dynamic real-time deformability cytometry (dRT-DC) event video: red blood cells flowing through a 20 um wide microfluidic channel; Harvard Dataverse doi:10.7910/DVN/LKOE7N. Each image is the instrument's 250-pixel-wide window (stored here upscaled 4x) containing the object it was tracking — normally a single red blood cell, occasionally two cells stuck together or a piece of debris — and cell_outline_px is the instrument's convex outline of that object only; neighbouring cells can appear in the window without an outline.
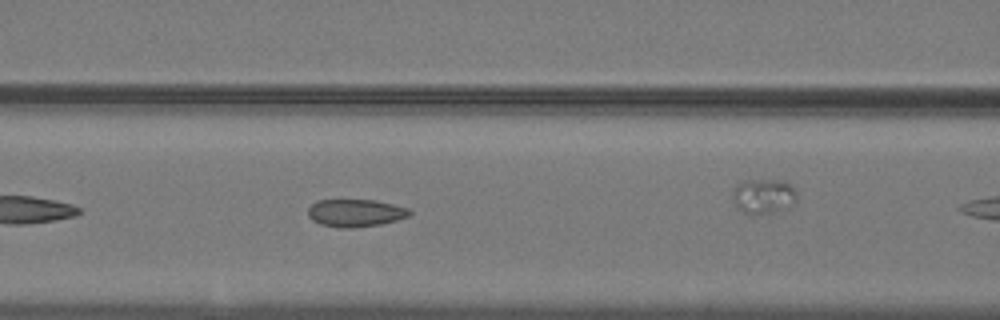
{"species": "common noctule bat (a hibernating species)", "species_latin": "Nyctalus noctula", "temperature_condition": "warm", "stored_images_in_passage": 9, "camera_frame_rate_fps": 3000, "um_per_image_px": 0.085, "animal": {"sex": "male", "body_mass_g": 19.2, "forearm_length_mm": 51.8}, "frame": {"image": 1, "passage_image": 8, "time_ms": 2.333, "image_size_px": [1000, 320], "cell_outline_px": [[412, 212], [408, 216], [396, 220], [380, 224], [352, 228], [340, 228], [320, 224], [312, 220], [308, 216], [308, 208], [316, 200], [372, 200], [392, 204], [408, 208]], "centroid_in_image_um": [30.18, 18.1], "position_along_channel_um": 136.4, "area_um2": 16.24}}